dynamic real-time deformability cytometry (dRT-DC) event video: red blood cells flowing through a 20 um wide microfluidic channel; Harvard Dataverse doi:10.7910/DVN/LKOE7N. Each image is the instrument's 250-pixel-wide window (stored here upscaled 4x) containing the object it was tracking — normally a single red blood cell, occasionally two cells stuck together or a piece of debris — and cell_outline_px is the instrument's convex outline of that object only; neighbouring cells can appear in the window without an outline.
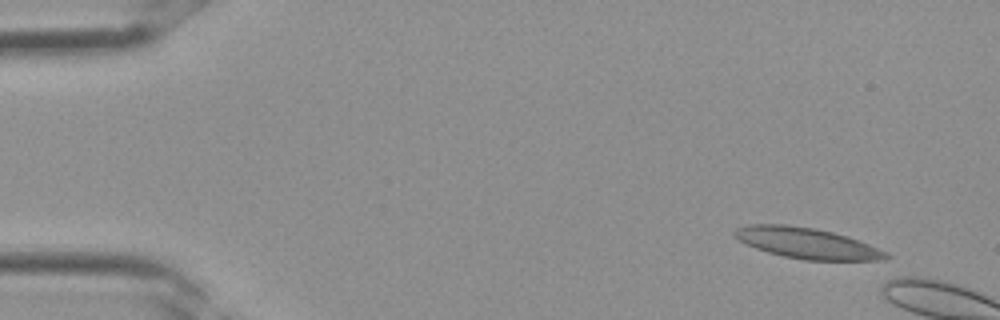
{"species": "Egyptian fruit bat (a non-hibernating species)", "species_latin": "Rousettus aegyptiacus", "temperature_condition": "room temperature", "stored_images_in_passage": 2, "camera_frame_rate_fps": 3000, "um_per_image_px": 0.085, "frame": {"image": 1, "passage_image": 1, "time_ms": 0.0, "image_size_px": [1000, 320], "cell_outline_px": [[892, 256], [884, 260], [804, 260], [784, 256], [768, 252], [756, 248], [740, 240], [732, 232], [736, 228], [748, 224], [788, 224], [816, 228], [848, 236], [860, 240], [888, 252]], "centroid_in_image_um": [68.64, 20.66], "position_along_channel_um": 16.4, "area_um2": 27.28}}